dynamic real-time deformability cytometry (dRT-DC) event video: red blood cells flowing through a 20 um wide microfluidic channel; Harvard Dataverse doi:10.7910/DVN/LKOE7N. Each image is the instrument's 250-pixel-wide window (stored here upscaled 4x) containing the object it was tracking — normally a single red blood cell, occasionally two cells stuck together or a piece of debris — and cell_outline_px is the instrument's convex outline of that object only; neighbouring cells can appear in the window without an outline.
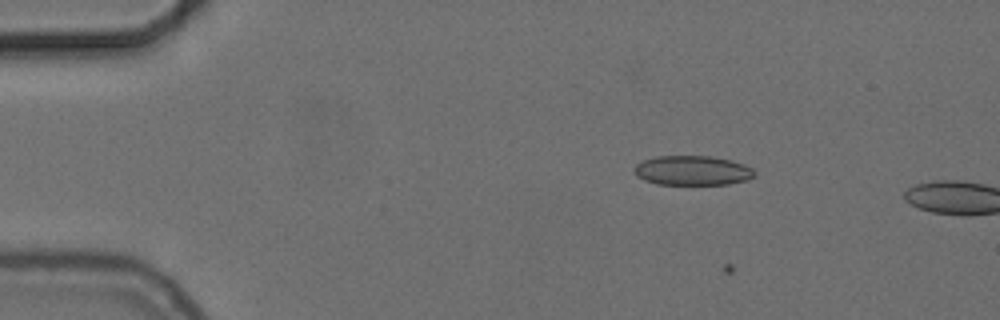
{"species": "common noctule bat (a hibernating species)", "species_latin": "Nyctalus noctula", "temperature_condition": "cold", "stored_images_in_passage": 3, "camera_frame_rate_fps": 3000, "um_per_image_px": 0.085, "animal": {"sex": "female", "body_mass_g": 24.6, "forearm_length_mm": 56.2}, "frame": {"image": 1, "passage_image": 2, "time_ms": 0.333, "image_size_px": [1000, 320], "cell_outline_px": [[756, 176], [748, 180], [728, 184], [656, 184], [644, 180], [636, 176], [632, 168], [636, 164], [644, 160], [656, 156], [712, 156], [732, 160], [744, 164], [752, 168], [756, 172]], "centroid_in_image_um": [58.87, 14.49], "position_along_channel_um": 26.1, "area_um2": 20.98}}